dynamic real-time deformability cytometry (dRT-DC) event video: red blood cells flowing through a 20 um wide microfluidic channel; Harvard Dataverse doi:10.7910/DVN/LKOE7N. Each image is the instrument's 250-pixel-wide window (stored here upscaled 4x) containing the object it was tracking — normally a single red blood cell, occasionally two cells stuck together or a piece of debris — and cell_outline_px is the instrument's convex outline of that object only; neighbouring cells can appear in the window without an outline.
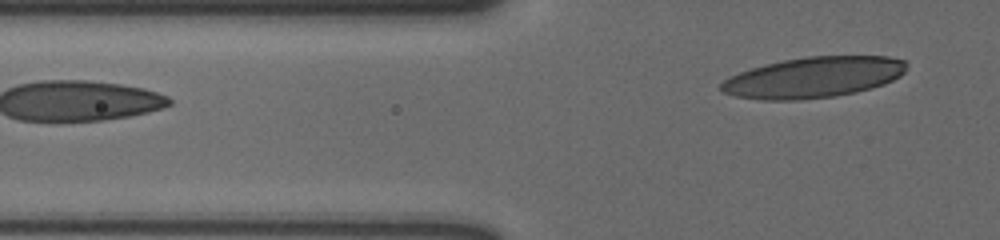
{"species": "human", "species_latin": "Homo sapiens", "temperature_condition": "cold", "stored_images_in_passage": 5, "camera_frame_rate_fps": 3000, "um_per_image_px": 0.085, "donor": {"sex": "male"}, "frame": {"image": 1, "passage_image": 5, "time_ms": 1.333, "image_size_px": [1000, 240], "cell_outline_px": [[908, 64], [904, 72], [900, 76], [884, 84], [856, 92], [836, 96], [800, 100], [760, 100], [736, 96], [724, 92], [720, 88], [720, 84], [728, 76], [764, 64], [784, 60], [808, 56], [888, 56], [904, 60]], "centroid_in_image_um": [69.15, 6.57], "position_along_channel_um": 56.7, "area_um2": 44.16}}